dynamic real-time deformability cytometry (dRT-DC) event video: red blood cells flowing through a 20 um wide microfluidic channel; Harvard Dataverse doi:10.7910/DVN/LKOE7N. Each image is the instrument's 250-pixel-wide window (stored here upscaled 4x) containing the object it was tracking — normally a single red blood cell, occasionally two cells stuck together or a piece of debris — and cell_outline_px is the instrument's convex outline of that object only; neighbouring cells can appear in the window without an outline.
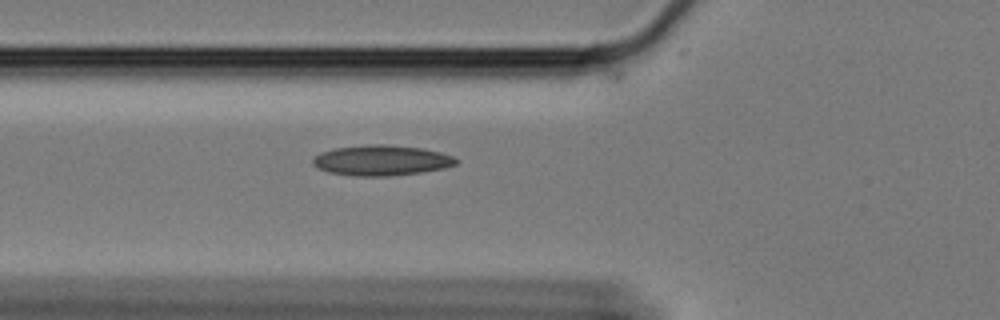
{"species": "Egyptian fruit bat (a non-hibernating species)", "species_latin": "Rousettus aegyptiacus", "temperature_condition": "cold", "stored_images_in_passage": 6, "camera_frame_rate_fps": 3000, "um_per_image_px": 0.085, "animal": {"sex": "female"}, "frame": {"image": 1, "passage_image": 2, "time_ms": 0.333, "image_size_px": [1000, 320], "cell_outline_px": [[456, 164], [444, 168], [420, 172], [388, 176], [352, 176], [328, 172], [312, 164], [312, 160], [320, 152], [332, 148], [364, 144], [388, 144], [424, 148], [440, 152], [452, 156], [456, 160]], "centroid_in_image_um": [32.38, 13.61], "position_along_channel_um": 93.4, "area_um2": 25.49}}